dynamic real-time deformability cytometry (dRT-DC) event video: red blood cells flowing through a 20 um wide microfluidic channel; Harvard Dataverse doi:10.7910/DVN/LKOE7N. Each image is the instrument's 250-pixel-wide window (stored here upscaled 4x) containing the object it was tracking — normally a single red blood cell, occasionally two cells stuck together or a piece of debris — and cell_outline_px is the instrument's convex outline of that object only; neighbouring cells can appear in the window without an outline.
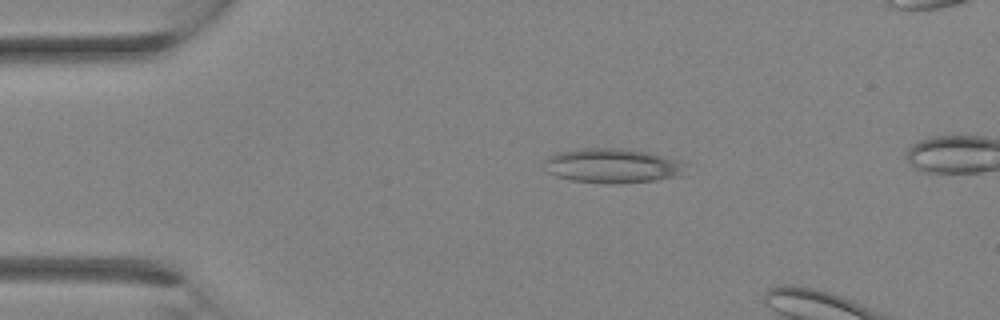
{"species": "Egyptian fruit bat (a non-hibernating species)", "species_latin": "Rousettus aegyptiacus", "temperature_condition": "room temperature", "stored_images_in_passage": 2, "camera_frame_rate_fps": 3000, "um_per_image_px": 0.085, "animal": {"sex": "female"}, "frame": {"image": 1, "passage_image": 1, "time_ms": 0.0, "image_size_px": [1000, 320], "cell_outline_px": [[688, 164], [684, 176], [656, 180], [608, 184], [572, 180], [556, 176], [548, 172], [544, 168], [544, 160], [548, 156], [560, 152], [580, 148], [628, 148], [648, 152], [680, 160]], "centroid_in_image_um": [52.12, 14.08], "position_along_channel_um": 32.9, "area_um2": 28.9}}